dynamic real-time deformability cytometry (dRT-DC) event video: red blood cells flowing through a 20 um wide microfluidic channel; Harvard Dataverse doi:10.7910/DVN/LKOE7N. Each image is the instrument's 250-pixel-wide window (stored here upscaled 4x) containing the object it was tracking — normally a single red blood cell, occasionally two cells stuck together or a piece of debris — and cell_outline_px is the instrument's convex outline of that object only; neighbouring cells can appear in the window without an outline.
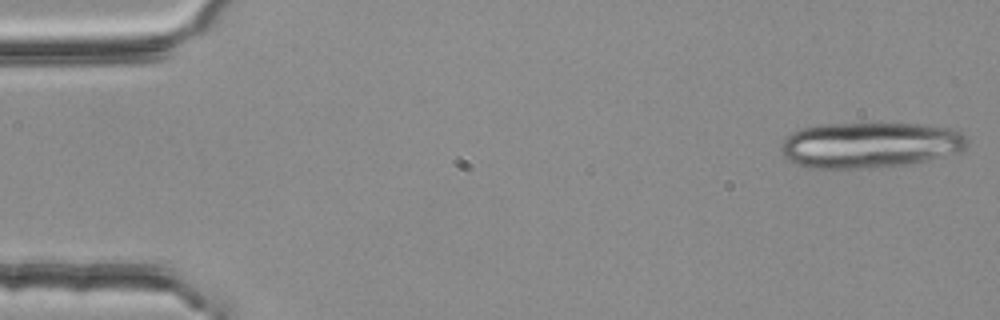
{"species": "common noctule bat (a hibernating species)", "species_latin": "Nyctalus noctula", "temperature_condition": "room temperature", "stored_images_in_passage": 19, "camera_frame_rate_fps": 3000, "um_per_image_px": 0.085, "animal": {"sex": "female", "body_mass_g": 25.1}, "frame": {"image": 1, "passage_image": 1, "time_ms": 0.0, "image_size_px": [1000, 320], "cell_outline_px": [[968, 144], [960, 152], [928, 160], [904, 164], [876, 168], [808, 168], [788, 160], [784, 156], [780, 148], [784, 136], [792, 132], [804, 128], [824, 124], [920, 124], [952, 128], [960, 132], [968, 140]], "centroid_in_image_um": [73.93, 12.33], "position_along_channel_um": 11.1, "area_um2": 49.65}}